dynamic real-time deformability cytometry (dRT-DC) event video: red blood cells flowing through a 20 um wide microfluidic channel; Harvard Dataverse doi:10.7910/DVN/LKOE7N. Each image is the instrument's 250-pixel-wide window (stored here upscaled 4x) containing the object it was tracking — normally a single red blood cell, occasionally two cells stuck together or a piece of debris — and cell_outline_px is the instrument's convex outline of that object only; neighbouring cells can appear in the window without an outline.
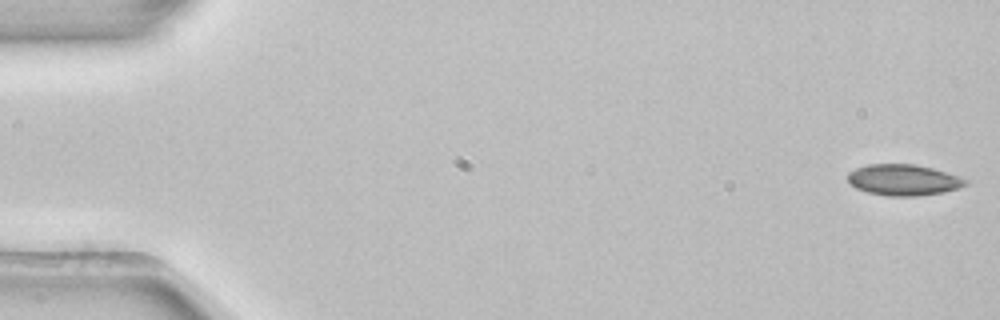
{"species": "common noctule bat (a hibernating species)", "species_latin": "Nyctalus noctula", "temperature_condition": "room temperature", "stored_images_in_passage": 53, "camera_frame_rate_fps": 3000, "um_per_image_px": 0.085, "animal": {"sex": "female", "body_mass_g": 22.7, "forearm_length_mm": 54.2}, "frame": {"image": 1, "passage_image": 1, "time_ms": 0.0, "image_size_px": [1000, 320], "cell_outline_px": [[968, 184], [960, 188], [944, 192], [916, 196], [888, 196], [868, 192], [856, 188], [848, 180], [848, 172], [856, 168], [868, 164], [916, 164], [932, 168], [968, 180]], "centroid_in_image_um": [76.79, 15.29], "position_along_channel_um": 8.2, "area_um2": 21.21}}
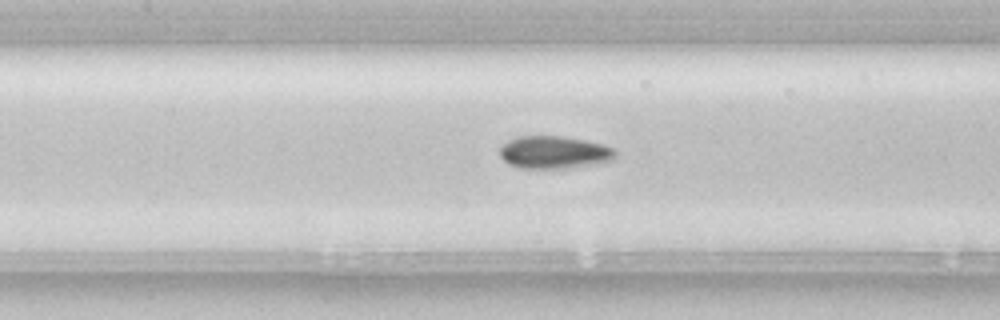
{"frame": {"image": 2, "passage_image": 24, "time_ms": 7.667, "image_size_px": [1000, 320], "cell_outline_px": [[616, 156], [612, 160], [568, 168], [520, 168], [508, 164], [500, 156], [500, 148], [508, 140], [520, 136], [560, 136], [584, 140], [600, 144], [612, 148], [616, 152]], "centroid_in_image_um": [47.06, 12.95], "position_along_channel_um": 160.3, "area_um2": 21.68}}
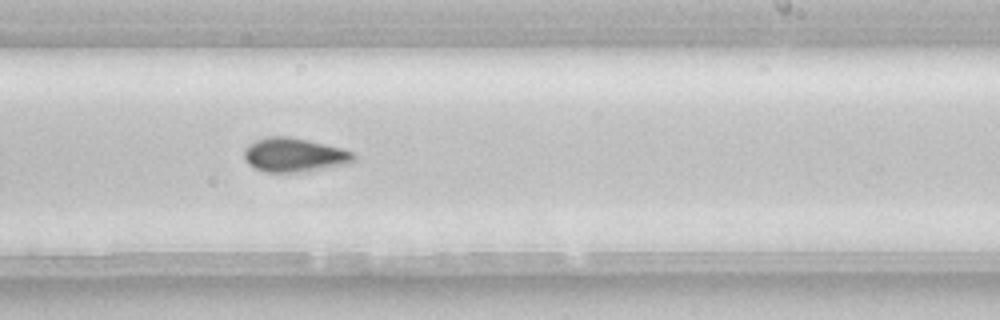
{"frame": {"image": 3, "passage_image": 32, "time_ms": 10.333, "image_size_px": [1000, 320], "cell_outline_px": [[356, 160], [348, 164], [304, 172], [264, 172], [248, 164], [244, 160], [244, 148], [248, 144], [256, 140], [268, 136], [288, 136], [308, 140], [340, 148], [352, 152], [356, 156]], "centroid_in_image_um": [24.99, 13.18], "position_along_channel_um": 264.0, "area_um2": 21.85}, "authors_computed_cell_mechanics": {"area_um2": 21.2126, "velocity_mm_per_s": 3.9102, "shape_relaxation_time_tau1_ms": 4.1298, "shape_relaxation_time_tau2_ms": null, "deformation_change_tau1": 0.0975, "deformation_change_tau2": null}}